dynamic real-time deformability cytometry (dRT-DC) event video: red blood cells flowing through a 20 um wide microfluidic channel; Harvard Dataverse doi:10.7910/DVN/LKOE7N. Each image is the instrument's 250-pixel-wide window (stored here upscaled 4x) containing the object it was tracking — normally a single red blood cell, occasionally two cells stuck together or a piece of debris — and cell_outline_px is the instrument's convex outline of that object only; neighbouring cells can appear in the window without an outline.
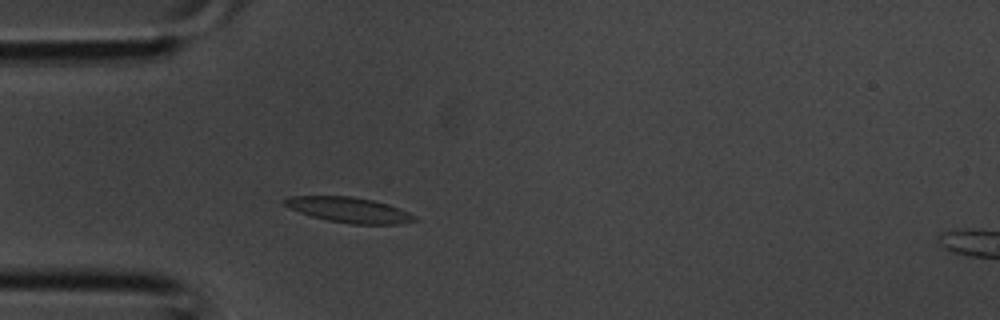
{"species": "common noctule bat (a hibernating species)", "species_latin": "Nyctalus noctula", "temperature_condition": "room temperature", "stored_images_in_passage": 34, "camera_frame_rate_fps": 3000, "um_per_image_px": 0.085, "animal": {"sex": "male", "body_mass_g": 20.1, "forearm_length_mm": 53.5}, "frame": {"image": 1, "passage_image": 7, "time_ms": 2.0, "image_size_px": [1000, 320], "cell_outline_px": [[416, 220], [400, 224], [352, 224], [328, 220], [312, 216], [300, 212], [284, 204], [284, 200], [292, 196], [352, 196], [376, 200], [400, 208], [416, 216]], "centroid_in_image_um": [29.73, 17.84], "position_along_channel_um": 55.3, "area_um2": 19.02}}
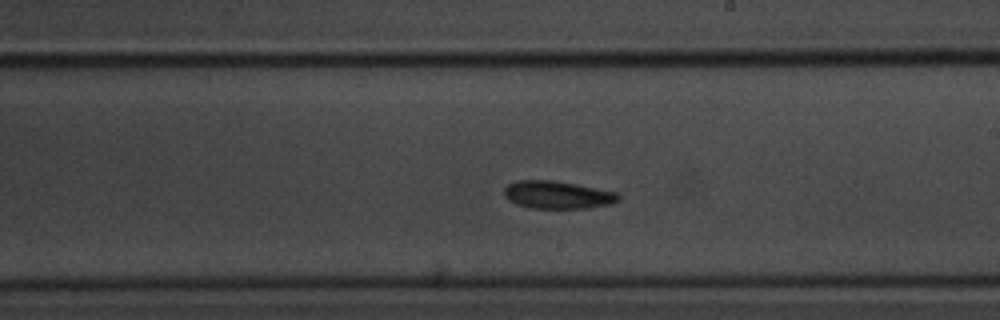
{"frame": {"image": 2, "passage_image": 18, "time_ms": 5.667, "image_size_px": [1000, 320], "cell_outline_px": [[620, 200], [612, 204], [588, 208], [528, 208], [516, 204], [508, 200], [504, 196], [504, 188], [508, 184], [516, 180], [552, 180], [576, 184], [620, 192]], "centroid_in_image_um": [47.41, 16.56], "position_along_channel_um": 241.6, "area_um2": 18.79}}
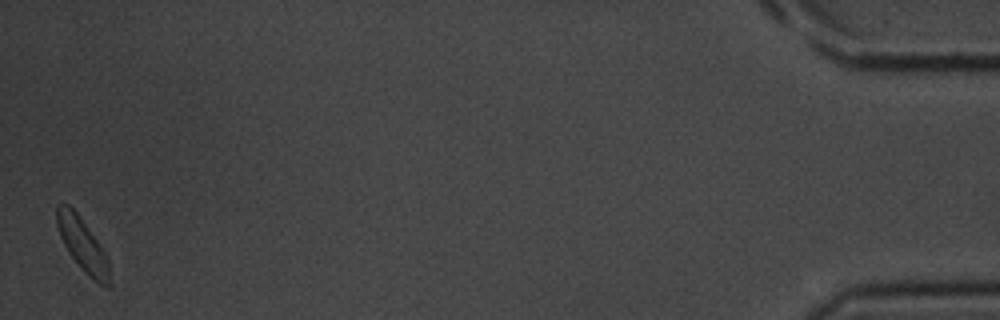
{"frame": {"image": 3, "passage_image": 34, "time_ms": 11.0, "image_size_px": [1000, 320], "cell_outline_px": [[112, 284], [108, 288], [92, 280], [80, 268], [68, 252], [60, 236], [56, 224], [56, 204], [68, 204], [76, 212], [96, 240], [104, 252], [108, 260]], "centroid_in_image_um": [7.02, 20.86], "position_along_channel_um": 428.2, "area_um2": 16.3}}